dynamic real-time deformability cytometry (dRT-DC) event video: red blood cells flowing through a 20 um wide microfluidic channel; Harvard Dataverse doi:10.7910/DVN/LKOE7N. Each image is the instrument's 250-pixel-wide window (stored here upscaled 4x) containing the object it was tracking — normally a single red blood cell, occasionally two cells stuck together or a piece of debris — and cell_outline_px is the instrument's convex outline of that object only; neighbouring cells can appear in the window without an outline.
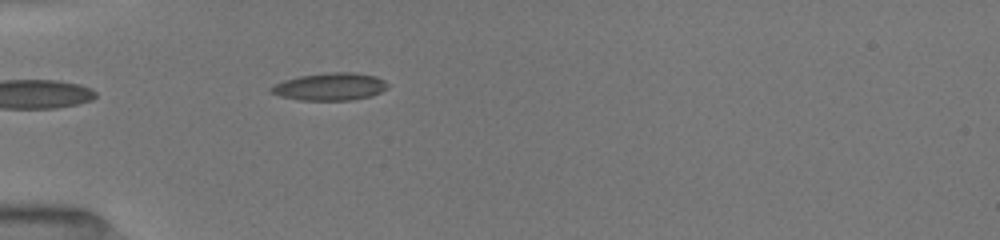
{"species": "common noctule bat (a hibernating species)", "species_latin": "Nyctalus noctula", "temperature_condition": "room temperature", "stored_images_in_passage": 32, "camera_frame_rate_fps": 3000, "um_per_image_px": 0.085, "animal": {"sex": "female", "body_mass_g": 19.5, "forearm_length_mm": 54.1}, "frame": {"image": 1, "passage_image": 1, "time_ms": 0.0, "image_size_px": [1000, 240], "cell_outline_px": [[388, 88], [372, 96], [352, 100], [300, 100], [280, 96], [268, 92], [268, 88], [284, 80], [300, 76], [328, 72], [352, 72], [376, 76], [384, 80], [388, 84]], "centroid_in_image_um": [28.05, 7.37], "position_along_channel_um": 56.9, "area_um2": 18.79}}
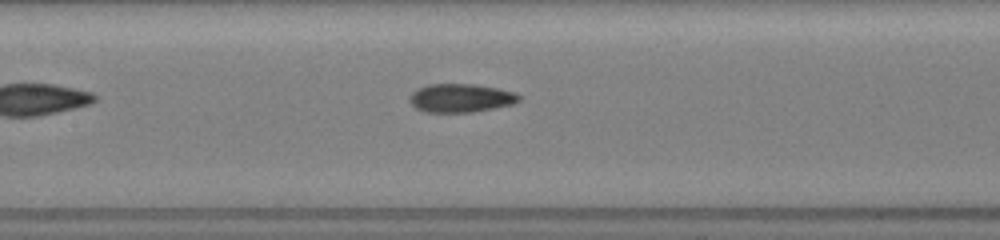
{"frame": {"image": 2, "passage_image": 10, "time_ms": 3.0, "image_size_px": [1000, 240], "cell_outline_px": [[520, 100], [512, 104], [472, 112], [428, 112], [416, 108], [408, 100], [408, 96], [416, 88], [428, 84], [476, 84], [516, 92], [520, 96]], "centroid_in_image_um": [39.13, 8.32], "position_along_channel_um": 168.3, "area_um2": 18.21}}
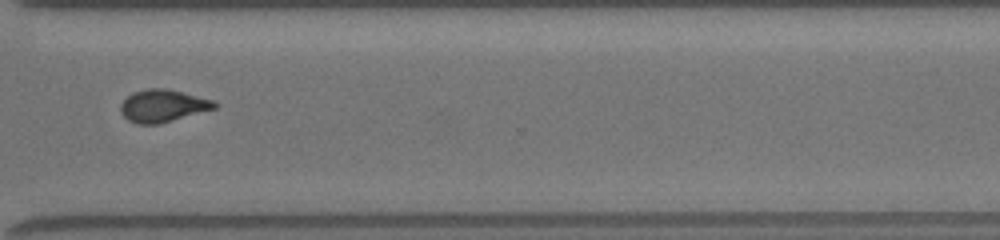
{"frame": {"image": 3, "passage_image": 24, "time_ms": 7.667, "image_size_px": [1000, 240], "cell_outline_px": [[220, 104], [216, 108], [160, 124], [136, 124], [128, 120], [120, 112], [120, 104], [132, 92], [148, 88], [168, 88], [212, 100]], "centroid_in_image_um": [13.83, 8.99], "position_along_channel_um": 356.8, "area_um2": 17.86}, "authors_computed_cell_mechanics": {"area_um2": 17.6579, "velocity_mm_per_s": 4.0496, "shape_relaxation_time_tau1_ms": 6.8718, "shape_relaxation_time_tau2_ms": 1.0585, "deformation_change_tau1": 0.1999, "deformation_change_tau2": 0.0756}}